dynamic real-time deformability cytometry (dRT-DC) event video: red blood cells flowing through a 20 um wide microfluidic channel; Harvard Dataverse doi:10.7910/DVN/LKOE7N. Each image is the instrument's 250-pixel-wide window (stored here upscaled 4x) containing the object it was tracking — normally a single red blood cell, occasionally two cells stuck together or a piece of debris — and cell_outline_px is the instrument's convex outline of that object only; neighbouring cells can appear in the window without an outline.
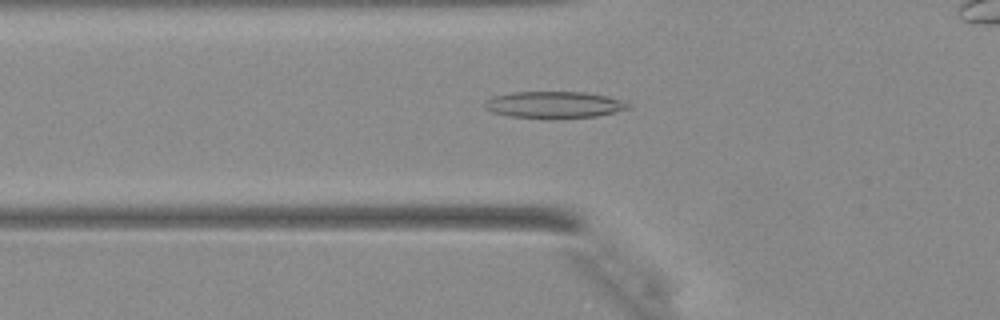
{"species": "Egyptian fruit bat (a non-hibernating species)", "species_latin": "Rousettus aegyptiacus", "temperature_condition": "warm", "stored_images_in_passage": 38, "camera_frame_rate_fps": 3000, "um_per_image_px": 0.085, "animal": {"sex": "female"}, "frame": {"image": 1, "passage_image": 7, "time_ms": 2.0, "image_size_px": [1000, 320], "cell_outline_px": [[632, 108], [596, 116], [556, 120], [512, 116], [492, 112], [484, 108], [484, 100], [492, 96], [512, 92], [584, 92], [624, 100], [632, 104]], "centroid_in_image_um": [47.11, 8.92], "position_along_channel_um": 78.7, "area_um2": 22.83}}
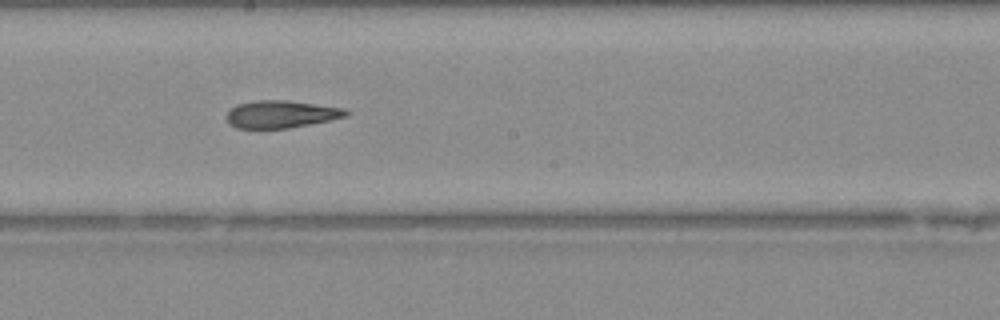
{"frame": {"image": 2, "passage_image": 17, "time_ms": 5.333, "image_size_px": [1000, 320], "cell_outline_px": [[348, 112], [344, 116], [328, 120], [288, 128], [236, 128], [228, 124], [224, 116], [232, 108], [240, 104], [256, 100], [288, 100], [344, 108]], "centroid_in_image_um": [23.82, 9.7], "position_along_channel_um": 224.4, "area_um2": 18.84}}
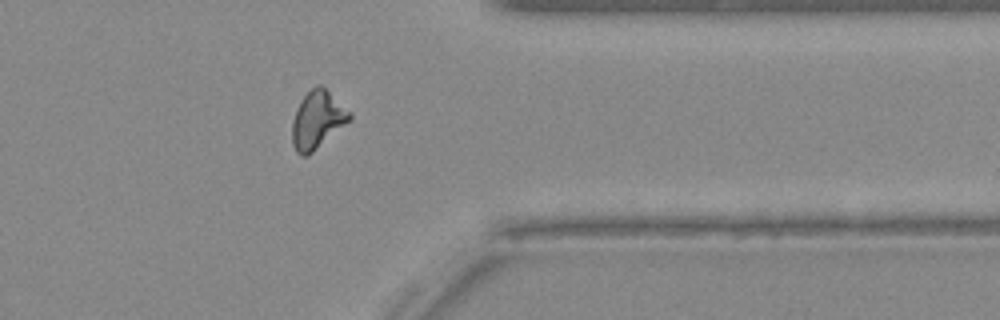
{"frame": {"image": 3, "passage_image": 28, "time_ms": 9.0, "image_size_px": [1000, 320], "cell_outline_px": [[352, 120], [308, 156], [300, 156], [296, 152], [292, 144], [292, 120], [300, 100], [316, 84], [320, 84], [352, 112]], "centroid_in_image_um": [26.99, 10.21], "position_along_channel_um": 384.4, "area_um2": 19.54}}